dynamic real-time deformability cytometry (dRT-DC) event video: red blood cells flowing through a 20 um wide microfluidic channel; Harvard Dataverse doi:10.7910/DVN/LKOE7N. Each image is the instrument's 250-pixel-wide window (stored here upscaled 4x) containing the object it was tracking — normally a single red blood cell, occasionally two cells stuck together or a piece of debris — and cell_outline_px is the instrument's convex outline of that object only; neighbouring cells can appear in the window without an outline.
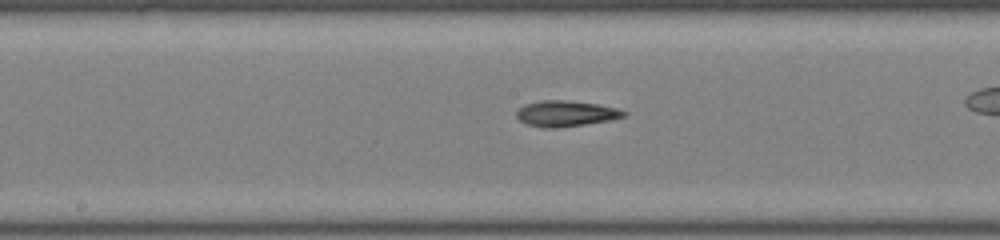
{"species": "common noctule bat (a hibernating species)", "species_latin": "Nyctalus noctula", "temperature_condition": "room temperature", "stored_images_in_passage": 34, "camera_frame_rate_fps": 3000, "um_per_image_px": 0.085, "animal": {"sex": "male", "body_mass_g": 19.0, "forearm_length_mm": 50.8}, "frame": {"image": 1, "passage_image": 20, "time_ms": 6.333, "image_size_px": [1000, 240], "cell_outline_px": [[628, 116], [608, 120], [560, 128], [544, 128], [528, 124], [520, 120], [516, 116], [516, 112], [524, 104], [540, 100], [564, 100], [596, 104], [616, 108], [628, 112]], "centroid_in_image_um": [48.09, 9.65], "position_along_channel_um": 200.1, "area_um2": 16.07}}
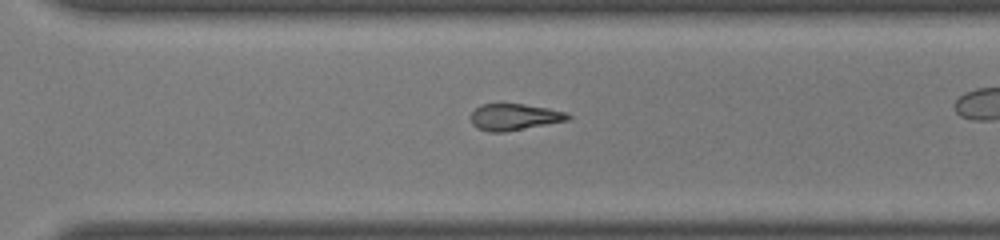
{"frame": {"image": 2, "passage_image": 29, "time_ms": 9.333, "image_size_px": [1000, 240], "cell_outline_px": [[572, 116], [568, 120], [504, 132], [488, 132], [476, 128], [472, 124], [472, 112], [480, 104], [524, 104], [548, 108], [568, 112]], "centroid_in_image_um": [43.72, 9.94], "position_along_channel_um": 326.9, "area_um2": 14.97}}